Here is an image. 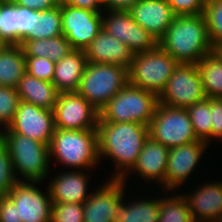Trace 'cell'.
I'll use <instances>...</instances> for the list:
<instances>
[{
  "instance_id": "cell-27",
  "label": "cell",
  "mask_w": 222,
  "mask_h": 222,
  "mask_svg": "<svg viewBox=\"0 0 222 222\" xmlns=\"http://www.w3.org/2000/svg\"><path fill=\"white\" fill-rule=\"evenodd\" d=\"M206 98H222V62L211 53L196 64Z\"/></svg>"
},
{
  "instance_id": "cell-34",
  "label": "cell",
  "mask_w": 222,
  "mask_h": 222,
  "mask_svg": "<svg viewBox=\"0 0 222 222\" xmlns=\"http://www.w3.org/2000/svg\"><path fill=\"white\" fill-rule=\"evenodd\" d=\"M17 182L8 149L0 138V196L7 195Z\"/></svg>"
},
{
  "instance_id": "cell-19",
  "label": "cell",
  "mask_w": 222,
  "mask_h": 222,
  "mask_svg": "<svg viewBox=\"0 0 222 222\" xmlns=\"http://www.w3.org/2000/svg\"><path fill=\"white\" fill-rule=\"evenodd\" d=\"M168 151L169 148L149 137L136 163L121 180L126 183L127 178L135 173L149 184L158 183L157 185H160L164 181L167 170Z\"/></svg>"
},
{
  "instance_id": "cell-45",
  "label": "cell",
  "mask_w": 222,
  "mask_h": 222,
  "mask_svg": "<svg viewBox=\"0 0 222 222\" xmlns=\"http://www.w3.org/2000/svg\"><path fill=\"white\" fill-rule=\"evenodd\" d=\"M5 0H0V6H1V4L4 2Z\"/></svg>"
},
{
  "instance_id": "cell-2",
  "label": "cell",
  "mask_w": 222,
  "mask_h": 222,
  "mask_svg": "<svg viewBox=\"0 0 222 222\" xmlns=\"http://www.w3.org/2000/svg\"><path fill=\"white\" fill-rule=\"evenodd\" d=\"M158 45L179 64H197L214 48L203 14L175 16Z\"/></svg>"
},
{
  "instance_id": "cell-41",
  "label": "cell",
  "mask_w": 222,
  "mask_h": 222,
  "mask_svg": "<svg viewBox=\"0 0 222 222\" xmlns=\"http://www.w3.org/2000/svg\"><path fill=\"white\" fill-rule=\"evenodd\" d=\"M18 6L27 7L35 11H44L60 5L61 0H11Z\"/></svg>"
},
{
  "instance_id": "cell-16",
  "label": "cell",
  "mask_w": 222,
  "mask_h": 222,
  "mask_svg": "<svg viewBox=\"0 0 222 222\" xmlns=\"http://www.w3.org/2000/svg\"><path fill=\"white\" fill-rule=\"evenodd\" d=\"M107 182L98 185L94 191H91L89 198L83 204L84 222H114V215L117 212L118 205L126 196L125 183L121 179L107 178ZM103 184V185H102ZM126 184V185H125Z\"/></svg>"
},
{
  "instance_id": "cell-20",
  "label": "cell",
  "mask_w": 222,
  "mask_h": 222,
  "mask_svg": "<svg viewBox=\"0 0 222 222\" xmlns=\"http://www.w3.org/2000/svg\"><path fill=\"white\" fill-rule=\"evenodd\" d=\"M128 12L136 23L158 41L176 16L167 0H139Z\"/></svg>"
},
{
  "instance_id": "cell-8",
  "label": "cell",
  "mask_w": 222,
  "mask_h": 222,
  "mask_svg": "<svg viewBox=\"0 0 222 222\" xmlns=\"http://www.w3.org/2000/svg\"><path fill=\"white\" fill-rule=\"evenodd\" d=\"M148 129L149 137L167 148L198 141L186 108L159 103Z\"/></svg>"
},
{
  "instance_id": "cell-7",
  "label": "cell",
  "mask_w": 222,
  "mask_h": 222,
  "mask_svg": "<svg viewBox=\"0 0 222 222\" xmlns=\"http://www.w3.org/2000/svg\"><path fill=\"white\" fill-rule=\"evenodd\" d=\"M179 63L159 45L134 54L128 68V83L159 96Z\"/></svg>"
},
{
  "instance_id": "cell-15",
  "label": "cell",
  "mask_w": 222,
  "mask_h": 222,
  "mask_svg": "<svg viewBox=\"0 0 222 222\" xmlns=\"http://www.w3.org/2000/svg\"><path fill=\"white\" fill-rule=\"evenodd\" d=\"M7 128L49 146L55 131L53 110L20 101L12 122Z\"/></svg>"
},
{
  "instance_id": "cell-23",
  "label": "cell",
  "mask_w": 222,
  "mask_h": 222,
  "mask_svg": "<svg viewBox=\"0 0 222 222\" xmlns=\"http://www.w3.org/2000/svg\"><path fill=\"white\" fill-rule=\"evenodd\" d=\"M16 91L21 101L49 110H53L59 95L52 82L39 80L28 73L20 79Z\"/></svg>"
},
{
  "instance_id": "cell-39",
  "label": "cell",
  "mask_w": 222,
  "mask_h": 222,
  "mask_svg": "<svg viewBox=\"0 0 222 222\" xmlns=\"http://www.w3.org/2000/svg\"><path fill=\"white\" fill-rule=\"evenodd\" d=\"M211 141L222 142V98H210Z\"/></svg>"
},
{
  "instance_id": "cell-14",
  "label": "cell",
  "mask_w": 222,
  "mask_h": 222,
  "mask_svg": "<svg viewBox=\"0 0 222 222\" xmlns=\"http://www.w3.org/2000/svg\"><path fill=\"white\" fill-rule=\"evenodd\" d=\"M42 182L18 181L7 196L17 207L18 222H51L52 201L48 187L43 192Z\"/></svg>"
},
{
  "instance_id": "cell-26",
  "label": "cell",
  "mask_w": 222,
  "mask_h": 222,
  "mask_svg": "<svg viewBox=\"0 0 222 222\" xmlns=\"http://www.w3.org/2000/svg\"><path fill=\"white\" fill-rule=\"evenodd\" d=\"M20 46L25 57L49 58L53 62L60 61L73 50L63 35L46 39H24Z\"/></svg>"
},
{
  "instance_id": "cell-32",
  "label": "cell",
  "mask_w": 222,
  "mask_h": 222,
  "mask_svg": "<svg viewBox=\"0 0 222 222\" xmlns=\"http://www.w3.org/2000/svg\"><path fill=\"white\" fill-rule=\"evenodd\" d=\"M212 46L222 44V0H206L203 13Z\"/></svg>"
},
{
  "instance_id": "cell-1",
  "label": "cell",
  "mask_w": 222,
  "mask_h": 222,
  "mask_svg": "<svg viewBox=\"0 0 222 222\" xmlns=\"http://www.w3.org/2000/svg\"><path fill=\"white\" fill-rule=\"evenodd\" d=\"M99 161L108 157L115 172L110 179H121L136 163L146 140L148 126L135 122H104L100 118L97 125Z\"/></svg>"
},
{
  "instance_id": "cell-5",
  "label": "cell",
  "mask_w": 222,
  "mask_h": 222,
  "mask_svg": "<svg viewBox=\"0 0 222 222\" xmlns=\"http://www.w3.org/2000/svg\"><path fill=\"white\" fill-rule=\"evenodd\" d=\"M155 93L128 83L100 110L99 118L104 122H135L149 126L157 105Z\"/></svg>"
},
{
  "instance_id": "cell-13",
  "label": "cell",
  "mask_w": 222,
  "mask_h": 222,
  "mask_svg": "<svg viewBox=\"0 0 222 222\" xmlns=\"http://www.w3.org/2000/svg\"><path fill=\"white\" fill-rule=\"evenodd\" d=\"M62 35L72 49L84 50L102 30V12L61 3Z\"/></svg>"
},
{
  "instance_id": "cell-40",
  "label": "cell",
  "mask_w": 222,
  "mask_h": 222,
  "mask_svg": "<svg viewBox=\"0 0 222 222\" xmlns=\"http://www.w3.org/2000/svg\"><path fill=\"white\" fill-rule=\"evenodd\" d=\"M0 222H18L17 207L7 196H0Z\"/></svg>"
},
{
  "instance_id": "cell-6",
  "label": "cell",
  "mask_w": 222,
  "mask_h": 222,
  "mask_svg": "<svg viewBox=\"0 0 222 222\" xmlns=\"http://www.w3.org/2000/svg\"><path fill=\"white\" fill-rule=\"evenodd\" d=\"M127 84V68L109 63L87 62L77 92L100 112Z\"/></svg>"
},
{
  "instance_id": "cell-35",
  "label": "cell",
  "mask_w": 222,
  "mask_h": 222,
  "mask_svg": "<svg viewBox=\"0 0 222 222\" xmlns=\"http://www.w3.org/2000/svg\"><path fill=\"white\" fill-rule=\"evenodd\" d=\"M38 19L39 11L16 5L17 45L30 35Z\"/></svg>"
},
{
  "instance_id": "cell-3",
  "label": "cell",
  "mask_w": 222,
  "mask_h": 222,
  "mask_svg": "<svg viewBox=\"0 0 222 222\" xmlns=\"http://www.w3.org/2000/svg\"><path fill=\"white\" fill-rule=\"evenodd\" d=\"M50 162L67 166L69 170H87L100 164L97 129L62 130L55 128L49 144ZM52 158L54 160H52ZM71 167V168H70ZM89 169V170H88Z\"/></svg>"
},
{
  "instance_id": "cell-25",
  "label": "cell",
  "mask_w": 222,
  "mask_h": 222,
  "mask_svg": "<svg viewBox=\"0 0 222 222\" xmlns=\"http://www.w3.org/2000/svg\"><path fill=\"white\" fill-rule=\"evenodd\" d=\"M139 197L137 200L127 199L128 203L123 199L114 215V222H158L159 197Z\"/></svg>"
},
{
  "instance_id": "cell-28",
  "label": "cell",
  "mask_w": 222,
  "mask_h": 222,
  "mask_svg": "<svg viewBox=\"0 0 222 222\" xmlns=\"http://www.w3.org/2000/svg\"><path fill=\"white\" fill-rule=\"evenodd\" d=\"M165 196H159L158 222H194L189 206L181 192L164 191ZM167 193V194H166Z\"/></svg>"
},
{
  "instance_id": "cell-33",
  "label": "cell",
  "mask_w": 222,
  "mask_h": 222,
  "mask_svg": "<svg viewBox=\"0 0 222 222\" xmlns=\"http://www.w3.org/2000/svg\"><path fill=\"white\" fill-rule=\"evenodd\" d=\"M20 101L16 88L0 86V130L12 122Z\"/></svg>"
},
{
  "instance_id": "cell-9",
  "label": "cell",
  "mask_w": 222,
  "mask_h": 222,
  "mask_svg": "<svg viewBox=\"0 0 222 222\" xmlns=\"http://www.w3.org/2000/svg\"><path fill=\"white\" fill-rule=\"evenodd\" d=\"M205 98L196 64H179L158 96L162 105L186 109Z\"/></svg>"
},
{
  "instance_id": "cell-37",
  "label": "cell",
  "mask_w": 222,
  "mask_h": 222,
  "mask_svg": "<svg viewBox=\"0 0 222 222\" xmlns=\"http://www.w3.org/2000/svg\"><path fill=\"white\" fill-rule=\"evenodd\" d=\"M25 60L26 73L39 80L52 82L55 62L42 57H25Z\"/></svg>"
},
{
  "instance_id": "cell-18",
  "label": "cell",
  "mask_w": 222,
  "mask_h": 222,
  "mask_svg": "<svg viewBox=\"0 0 222 222\" xmlns=\"http://www.w3.org/2000/svg\"><path fill=\"white\" fill-rule=\"evenodd\" d=\"M56 175V176H55ZM55 176V177H53ZM48 181V187L52 204L75 203L84 204L89 198V177L84 170H68L54 174Z\"/></svg>"
},
{
  "instance_id": "cell-38",
  "label": "cell",
  "mask_w": 222,
  "mask_h": 222,
  "mask_svg": "<svg viewBox=\"0 0 222 222\" xmlns=\"http://www.w3.org/2000/svg\"><path fill=\"white\" fill-rule=\"evenodd\" d=\"M176 16L200 15L204 13L206 0H167Z\"/></svg>"
},
{
  "instance_id": "cell-12",
  "label": "cell",
  "mask_w": 222,
  "mask_h": 222,
  "mask_svg": "<svg viewBox=\"0 0 222 222\" xmlns=\"http://www.w3.org/2000/svg\"><path fill=\"white\" fill-rule=\"evenodd\" d=\"M208 147L210 146L206 142L198 140L169 148L165 178L159 185L161 190L164 188L163 191H179V188L194 175V170L197 169Z\"/></svg>"
},
{
  "instance_id": "cell-21",
  "label": "cell",
  "mask_w": 222,
  "mask_h": 222,
  "mask_svg": "<svg viewBox=\"0 0 222 222\" xmlns=\"http://www.w3.org/2000/svg\"><path fill=\"white\" fill-rule=\"evenodd\" d=\"M87 62L109 63L129 68L134 56L123 42L102 29L84 49Z\"/></svg>"
},
{
  "instance_id": "cell-10",
  "label": "cell",
  "mask_w": 222,
  "mask_h": 222,
  "mask_svg": "<svg viewBox=\"0 0 222 222\" xmlns=\"http://www.w3.org/2000/svg\"><path fill=\"white\" fill-rule=\"evenodd\" d=\"M55 128L62 130L96 129L99 111L77 91L59 92L53 108Z\"/></svg>"
},
{
  "instance_id": "cell-24",
  "label": "cell",
  "mask_w": 222,
  "mask_h": 222,
  "mask_svg": "<svg viewBox=\"0 0 222 222\" xmlns=\"http://www.w3.org/2000/svg\"><path fill=\"white\" fill-rule=\"evenodd\" d=\"M26 73V60L20 45L0 46V86L16 88Z\"/></svg>"
},
{
  "instance_id": "cell-4",
  "label": "cell",
  "mask_w": 222,
  "mask_h": 222,
  "mask_svg": "<svg viewBox=\"0 0 222 222\" xmlns=\"http://www.w3.org/2000/svg\"><path fill=\"white\" fill-rule=\"evenodd\" d=\"M0 138L8 149L18 181L46 182L52 167L48 145L13 133L7 127L0 130Z\"/></svg>"
},
{
  "instance_id": "cell-44",
  "label": "cell",
  "mask_w": 222,
  "mask_h": 222,
  "mask_svg": "<svg viewBox=\"0 0 222 222\" xmlns=\"http://www.w3.org/2000/svg\"><path fill=\"white\" fill-rule=\"evenodd\" d=\"M213 53L221 60L222 62V44L216 45L213 48Z\"/></svg>"
},
{
  "instance_id": "cell-43",
  "label": "cell",
  "mask_w": 222,
  "mask_h": 222,
  "mask_svg": "<svg viewBox=\"0 0 222 222\" xmlns=\"http://www.w3.org/2000/svg\"><path fill=\"white\" fill-rule=\"evenodd\" d=\"M139 0H101L102 8L106 10L128 11Z\"/></svg>"
},
{
  "instance_id": "cell-31",
  "label": "cell",
  "mask_w": 222,
  "mask_h": 222,
  "mask_svg": "<svg viewBox=\"0 0 222 222\" xmlns=\"http://www.w3.org/2000/svg\"><path fill=\"white\" fill-rule=\"evenodd\" d=\"M17 45L16 4L5 0L0 6V46Z\"/></svg>"
},
{
  "instance_id": "cell-29",
  "label": "cell",
  "mask_w": 222,
  "mask_h": 222,
  "mask_svg": "<svg viewBox=\"0 0 222 222\" xmlns=\"http://www.w3.org/2000/svg\"><path fill=\"white\" fill-rule=\"evenodd\" d=\"M62 35L61 3L60 5L39 12L35 28L25 39H46Z\"/></svg>"
},
{
  "instance_id": "cell-42",
  "label": "cell",
  "mask_w": 222,
  "mask_h": 222,
  "mask_svg": "<svg viewBox=\"0 0 222 222\" xmlns=\"http://www.w3.org/2000/svg\"><path fill=\"white\" fill-rule=\"evenodd\" d=\"M61 3L96 12L104 11L101 0H61Z\"/></svg>"
},
{
  "instance_id": "cell-11",
  "label": "cell",
  "mask_w": 222,
  "mask_h": 222,
  "mask_svg": "<svg viewBox=\"0 0 222 222\" xmlns=\"http://www.w3.org/2000/svg\"><path fill=\"white\" fill-rule=\"evenodd\" d=\"M102 29L126 44L133 54L153 50L158 46V40L136 23L125 10L103 11Z\"/></svg>"
},
{
  "instance_id": "cell-30",
  "label": "cell",
  "mask_w": 222,
  "mask_h": 222,
  "mask_svg": "<svg viewBox=\"0 0 222 222\" xmlns=\"http://www.w3.org/2000/svg\"><path fill=\"white\" fill-rule=\"evenodd\" d=\"M190 120L194 127L198 140L211 145V110L210 98L194 103L187 108Z\"/></svg>"
},
{
  "instance_id": "cell-22",
  "label": "cell",
  "mask_w": 222,
  "mask_h": 222,
  "mask_svg": "<svg viewBox=\"0 0 222 222\" xmlns=\"http://www.w3.org/2000/svg\"><path fill=\"white\" fill-rule=\"evenodd\" d=\"M87 58L84 50H71L55 62L52 83L59 92L77 91L84 74Z\"/></svg>"
},
{
  "instance_id": "cell-36",
  "label": "cell",
  "mask_w": 222,
  "mask_h": 222,
  "mask_svg": "<svg viewBox=\"0 0 222 222\" xmlns=\"http://www.w3.org/2000/svg\"><path fill=\"white\" fill-rule=\"evenodd\" d=\"M83 204H52L51 222H84Z\"/></svg>"
},
{
  "instance_id": "cell-17",
  "label": "cell",
  "mask_w": 222,
  "mask_h": 222,
  "mask_svg": "<svg viewBox=\"0 0 222 222\" xmlns=\"http://www.w3.org/2000/svg\"><path fill=\"white\" fill-rule=\"evenodd\" d=\"M209 182L185 194L194 222H222V181Z\"/></svg>"
}]
</instances>
